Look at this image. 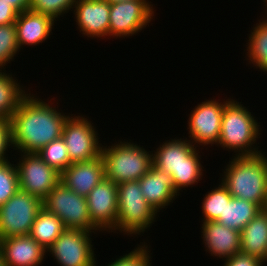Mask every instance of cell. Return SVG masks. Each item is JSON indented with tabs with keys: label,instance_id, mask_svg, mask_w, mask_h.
I'll return each mask as SVG.
<instances>
[{
	"label": "cell",
	"instance_id": "obj_1",
	"mask_svg": "<svg viewBox=\"0 0 267 266\" xmlns=\"http://www.w3.org/2000/svg\"><path fill=\"white\" fill-rule=\"evenodd\" d=\"M57 107L27 94L10 118L13 151L38 152L53 140L62 136L63 125L70 115H64Z\"/></svg>",
	"mask_w": 267,
	"mask_h": 266
},
{
	"label": "cell",
	"instance_id": "obj_2",
	"mask_svg": "<svg viewBox=\"0 0 267 266\" xmlns=\"http://www.w3.org/2000/svg\"><path fill=\"white\" fill-rule=\"evenodd\" d=\"M232 156L225 166L221 182L232 197L244 199L267 209V157Z\"/></svg>",
	"mask_w": 267,
	"mask_h": 266
},
{
	"label": "cell",
	"instance_id": "obj_3",
	"mask_svg": "<svg viewBox=\"0 0 267 266\" xmlns=\"http://www.w3.org/2000/svg\"><path fill=\"white\" fill-rule=\"evenodd\" d=\"M199 148L186 139H171L152 151L153 166L172 176L175 191L192 186L202 180L203 166Z\"/></svg>",
	"mask_w": 267,
	"mask_h": 266
},
{
	"label": "cell",
	"instance_id": "obj_4",
	"mask_svg": "<svg viewBox=\"0 0 267 266\" xmlns=\"http://www.w3.org/2000/svg\"><path fill=\"white\" fill-rule=\"evenodd\" d=\"M259 123L241 102L231 99L225 104L218 146L234 150L235 156H252L262 153L256 148L261 134ZM260 129V130H259ZM238 152V153H237Z\"/></svg>",
	"mask_w": 267,
	"mask_h": 266
},
{
	"label": "cell",
	"instance_id": "obj_5",
	"mask_svg": "<svg viewBox=\"0 0 267 266\" xmlns=\"http://www.w3.org/2000/svg\"><path fill=\"white\" fill-rule=\"evenodd\" d=\"M151 152L145 150L143 146L140 147L128 141L114 143L108 148L102 145L101 156L105 178L117 185L128 181H138L153 165Z\"/></svg>",
	"mask_w": 267,
	"mask_h": 266
},
{
	"label": "cell",
	"instance_id": "obj_6",
	"mask_svg": "<svg viewBox=\"0 0 267 266\" xmlns=\"http://www.w3.org/2000/svg\"><path fill=\"white\" fill-rule=\"evenodd\" d=\"M117 225L124 235H141L155 222L157 212L145 200L139 181H128L117 185Z\"/></svg>",
	"mask_w": 267,
	"mask_h": 266
},
{
	"label": "cell",
	"instance_id": "obj_7",
	"mask_svg": "<svg viewBox=\"0 0 267 266\" xmlns=\"http://www.w3.org/2000/svg\"><path fill=\"white\" fill-rule=\"evenodd\" d=\"M43 207L56 215L65 229L98 231L92 225L86 197L68 189L62 182L49 192Z\"/></svg>",
	"mask_w": 267,
	"mask_h": 266
},
{
	"label": "cell",
	"instance_id": "obj_8",
	"mask_svg": "<svg viewBox=\"0 0 267 266\" xmlns=\"http://www.w3.org/2000/svg\"><path fill=\"white\" fill-rule=\"evenodd\" d=\"M42 208L40 198L19 189L0 207V239L29 235Z\"/></svg>",
	"mask_w": 267,
	"mask_h": 266
},
{
	"label": "cell",
	"instance_id": "obj_9",
	"mask_svg": "<svg viewBox=\"0 0 267 266\" xmlns=\"http://www.w3.org/2000/svg\"><path fill=\"white\" fill-rule=\"evenodd\" d=\"M92 233L79 229H65L56 241L46 250L60 266H97Z\"/></svg>",
	"mask_w": 267,
	"mask_h": 266
},
{
	"label": "cell",
	"instance_id": "obj_10",
	"mask_svg": "<svg viewBox=\"0 0 267 266\" xmlns=\"http://www.w3.org/2000/svg\"><path fill=\"white\" fill-rule=\"evenodd\" d=\"M16 167L19 188L42 201L61 182V174L48 166L36 153H20Z\"/></svg>",
	"mask_w": 267,
	"mask_h": 266
},
{
	"label": "cell",
	"instance_id": "obj_11",
	"mask_svg": "<svg viewBox=\"0 0 267 266\" xmlns=\"http://www.w3.org/2000/svg\"><path fill=\"white\" fill-rule=\"evenodd\" d=\"M146 0H131L110 4L109 36H134L151 22L154 17V8Z\"/></svg>",
	"mask_w": 267,
	"mask_h": 266
},
{
	"label": "cell",
	"instance_id": "obj_12",
	"mask_svg": "<svg viewBox=\"0 0 267 266\" xmlns=\"http://www.w3.org/2000/svg\"><path fill=\"white\" fill-rule=\"evenodd\" d=\"M92 126L84 116H69L63 125L62 138L72 163L86 161L101 155L102 144Z\"/></svg>",
	"mask_w": 267,
	"mask_h": 266
},
{
	"label": "cell",
	"instance_id": "obj_13",
	"mask_svg": "<svg viewBox=\"0 0 267 266\" xmlns=\"http://www.w3.org/2000/svg\"><path fill=\"white\" fill-rule=\"evenodd\" d=\"M230 99H226L219 103L216 99H209L200 104H197L189 116L188 136L190 141L198 146H207L212 144H218L220 137L222 116L225 104Z\"/></svg>",
	"mask_w": 267,
	"mask_h": 266
},
{
	"label": "cell",
	"instance_id": "obj_14",
	"mask_svg": "<svg viewBox=\"0 0 267 266\" xmlns=\"http://www.w3.org/2000/svg\"><path fill=\"white\" fill-rule=\"evenodd\" d=\"M86 199L92 225L99 231L115 232L118 218L117 184L103 178Z\"/></svg>",
	"mask_w": 267,
	"mask_h": 266
},
{
	"label": "cell",
	"instance_id": "obj_15",
	"mask_svg": "<svg viewBox=\"0 0 267 266\" xmlns=\"http://www.w3.org/2000/svg\"><path fill=\"white\" fill-rule=\"evenodd\" d=\"M73 9L76 24L82 34L90 38L109 37L110 4L107 1L78 0Z\"/></svg>",
	"mask_w": 267,
	"mask_h": 266
},
{
	"label": "cell",
	"instance_id": "obj_16",
	"mask_svg": "<svg viewBox=\"0 0 267 266\" xmlns=\"http://www.w3.org/2000/svg\"><path fill=\"white\" fill-rule=\"evenodd\" d=\"M103 178L105 172L101 155L90 160L74 162L61 174V182L83 197H87Z\"/></svg>",
	"mask_w": 267,
	"mask_h": 266
},
{
	"label": "cell",
	"instance_id": "obj_17",
	"mask_svg": "<svg viewBox=\"0 0 267 266\" xmlns=\"http://www.w3.org/2000/svg\"><path fill=\"white\" fill-rule=\"evenodd\" d=\"M0 251L6 266H39L46 249L30 235L0 239Z\"/></svg>",
	"mask_w": 267,
	"mask_h": 266
},
{
	"label": "cell",
	"instance_id": "obj_18",
	"mask_svg": "<svg viewBox=\"0 0 267 266\" xmlns=\"http://www.w3.org/2000/svg\"><path fill=\"white\" fill-rule=\"evenodd\" d=\"M202 239L211 256L225 260L240 252V232L217 221L202 222ZM224 258V259H223Z\"/></svg>",
	"mask_w": 267,
	"mask_h": 266
},
{
	"label": "cell",
	"instance_id": "obj_19",
	"mask_svg": "<svg viewBox=\"0 0 267 266\" xmlns=\"http://www.w3.org/2000/svg\"><path fill=\"white\" fill-rule=\"evenodd\" d=\"M138 181L145 200L156 212L167 208L165 206L173 203L175 197L179 196L175 191L172 176L153 165Z\"/></svg>",
	"mask_w": 267,
	"mask_h": 266
},
{
	"label": "cell",
	"instance_id": "obj_20",
	"mask_svg": "<svg viewBox=\"0 0 267 266\" xmlns=\"http://www.w3.org/2000/svg\"><path fill=\"white\" fill-rule=\"evenodd\" d=\"M54 23L50 16L29 9L19 13L15 21L19 48L45 42L52 33Z\"/></svg>",
	"mask_w": 267,
	"mask_h": 266
},
{
	"label": "cell",
	"instance_id": "obj_21",
	"mask_svg": "<svg viewBox=\"0 0 267 266\" xmlns=\"http://www.w3.org/2000/svg\"><path fill=\"white\" fill-rule=\"evenodd\" d=\"M240 252L267 262V209H262L240 232Z\"/></svg>",
	"mask_w": 267,
	"mask_h": 266
},
{
	"label": "cell",
	"instance_id": "obj_22",
	"mask_svg": "<svg viewBox=\"0 0 267 266\" xmlns=\"http://www.w3.org/2000/svg\"><path fill=\"white\" fill-rule=\"evenodd\" d=\"M261 210L262 208L256 203L233 197L230 201H226L223 214H220L216 221L241 232Z\"/></svg>",
	"mask_w": 267,
	"mask_h": 266
},
{
	"label": "cell",
	"instance_id": "obj_23",
	"mask_svg": "<svg viewBox=\"0 0 267 266\" xmlns=\"http://www.w3.org/2000/svg\"><path fill=\"white\" fill-rule=\"evenodd\" d=\"M64 230L62 221L43 207L38 212L29 235L47 250Z\"/></svg>",
	"mask_w": 267,
	"mask_h": 266
},
{
	"label": "cell",
	"instance_id": "obj_24",
	"mask_svg": "<svg viewBox=\"0 0 267 266\" xmlns=\"http://www.w3.org/2000/svg\"><path fill=\"white\" fill-rule=\"evenodd\" d=\"M19 84L6 70L0 71V119L10 120L21 100L28 94Z\"/></svg>",
	"mask_w": 267,
	"mask_h": 266
},
{
	"label": "cell",
	"instance_id": "obj_25",
	"mask_svg": "<svg viewBox=\"0 0 267 266\" xmlns=\"http://www.w3.org/2000/svg\"><path fill=\"white\" fill-rule=\"evenodd\" d=\"M246 52L249 63L263 72H267V19L259 20L249 34ZM251 61V62H250Z\"/></svg>",
	"mask_w": 267,
	"mask_h": 266
},
{
	"label": "cell",
	"instance_id": "obj_26",
	"mask_svg": "<svg viewBox=\"0 0 267 266\" xmlns=\"http://www.w3.org/2000/svg\"><path fill=\"white\" fill-rule=\"evenodd\" d=\"M36 153L48 166L54 168L60 174L72 164L62 136L48 143Z\"/></svg>",
	"mask_w": 267,
	"mask_h": 266
},
{
	"label": "cell",
	"instance_id": "obj_27",
	"mask_svg": "<svg viewBox=\"0 0 267 266\" xmlns=\"http://www.w3.org/2000/svg\"><path fill=\"white\" fill-rule=\"evenodd\" d=\"M205 194L204 200H202V214L203 222L216 221L220 214H223L226 201H230L233 197L228 192V189L221 183L218 187L212 189Z\"/></svg>",
	"mask_w": 267,
	"mask_h": 266
},
{
	"label": "cell",
	"instance_id": "obj_28",
	"mask_svg": "<svg viewBox=\"0 0 267 266\" xmlns=\"http://www.w3.org/2000/svg\"><path fill=\"white\" fill-rule=\"evenodd\" d=\"M19 51L15 23L0 25V71Z\"/></svg>",
	"mask_w": 267,
	"mask_h": 266
},
{
	"label": "cell",
	"instance_id": "obj_29",
	"mask_svg": "<svg viewBox=\"0 0 267 266\" xmlns=\"http://www.w3.org/2000/svg\"><path fill=\"white\" fill-rule=\"evenodd\" d=\"M19 178L16 164L10 161L0 163V207L6 203L18 190Z\"/></svg>",
	"mask_w": 267,
	"mask_h": 266
},
{
	"label": "cell",
	"instance_id": "obj_30",
	"mask_svg": "<svg viewBox=\"0 0 267 266\" xmlns=\"http://www.w3.org/2000/svg\"><path fill=\"white\" fill-rule=\"evenodd\" d=\"M78 0H30L29 10L50 16L55 21L73 10Z\"/></svg>",
	"mask_w": 267,
	"mask_h": 266
},
{
	"label": "cell",
	"instance_id": "obj_31",
	"mask_svg": "<svg viewBox=\"0 0 267 266\" xmlns=\"http://www.w3.org/2000/svg\"><path fill=\"white\" fill-rule=\"evenodd\" d=\"M147 243L144 242L142 245H137L130 253L116 258L114 262L109 263L107 266H152L150 261H152L150 249H148ZM150 254H149V253Z\"/></svg>",
	"mask_w": 267,
	"mask_h": 266
},
{
	"label": "cell",
	"instance_id": "obj_32",
	"mask_svg": "<svg viewBox=\"0 0 267 266\" xmlns=\"http://www.w3.org/2000/svg\"><path fill=\"white\" fill-rule=\"evenodd\" d=\"M10 147H13L11 122L8 119H0V163L8 161L6 151Z\"/></svg>",
	"mask_w": 267,
	"mask_h": 266
},
{
	"label": "cell",
	"instance_id": "obj_33",
	"mask_svg": "<svg viewBox=\"0 0 267 266\" xmlns=\"http://www.w3.org/2000/svg\"><path fill=\"white\" fill-rule=\"evenodd\" d=\"M265 264L261 259L238 252L232 257L225 259L223 266H263Z\"/></svg>",
	"mask_w": 267,
	"mask_h": 266
},
{
	"label": "cell",
	"instance_id": "obj_34",
	"mask_svg": "<svg viewBox=\"0 0 267 266\" xmlns=\"http://www.w3.org/2000/svg\"><path fill=\"white\" fill-rule=\"evenodd\" d=\"M19 12L9 3L0 2V25L15 23Z\"/></svg>",
	"mask_w": 267,
	"mask_h": 266
},
{
	"label": "cell",
	"instance_id": "obj_35",
	"mask_svg": "<svg viewBox=\"0 0 267 266\" xmlns=\"http://www.w3.org/2000/svg\"><path fill=\"white\" fill-rule=\"evenodd\" d=\"M0 2L11 4L19 13L28 10L30 5V0H0Z\"/></svg>",
	"mask_w": 267,
	"mask_h": 266
},
{
	"label": "cell",
	"instance_id": "obj_36",
	"mask_svg": "<svg viewBox=\"0 0 267 266\" xmlns=\"http://www.w3.org/2000/svg\"><path fill=\"white\" fill-rule=\"evenodd\" d=\"M105 1L111 4V3H119V2H125V1H131V0H105Z\"/></svg>",
	"mask_w": 267,
	"mask_h": 266
},
{
	"label": "cell",
	"instance_id": "obj_37",
	"mask_svg": "<svg viewBox=\"0 0 267 266\" xmlns=\"http://www.w3.org/2000/svg\"><path fill=\"white\" fill-rule=\"evenodd\" d=\"M0 266H6L5 262L3 261V256L1 251H0Z\"/></svg>",
	"mask_w": 267,
	"mask_h": 266
},
{
	"label": "cell",
	"instance_id": "obj_38",
	"mask_svg": "<svg viewBox=\"0 0 267 266\" xmlns=\"http://www.w3.org/2000/svg\"><path fill=\"white\" fill-rule=\"evenodd\" d=\"M263 2L265 3V7L267 9V0H263ZM266 12H267V10H266Z\"/></svg>",
	"mask_w": 267,
	"mask_h": 266
}]
</instances>
